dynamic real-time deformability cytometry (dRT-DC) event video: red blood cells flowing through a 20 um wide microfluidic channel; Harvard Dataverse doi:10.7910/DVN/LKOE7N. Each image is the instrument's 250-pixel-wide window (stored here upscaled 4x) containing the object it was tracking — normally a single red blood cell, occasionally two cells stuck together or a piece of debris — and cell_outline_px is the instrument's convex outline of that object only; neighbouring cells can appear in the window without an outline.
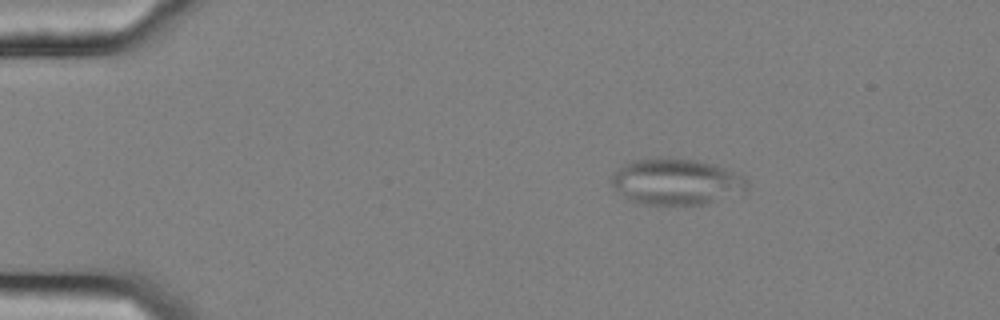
{"species": "common noctule bat (a hibernating species)", "species_latin": "Nyctalus noctula", "temperature_condition": "cold", "stored_images_in_passage": 48, "camera_frame_rate_fps": 3000, "um_per_image_px": 0.085, "animal": {"sex": "female", "body_mass_g": 25.1}, "frame": {"image": 1, "passage_image": 1, "time_ms": 0.0, "image_size_px": [1000, 320], "cell_outline_px": [[748, 192], [704, 204], [636, 204], [612, 188], [608, 180], [608, 176], [624, 164], [632, 160], [668, 156], [696, 160], [712, 164], [724, 168], [744, 176], [748, 184]], "centroid_in_image_um": [57.44, 15.43], "position_along_channel_um": 27.6, "area_um2": 37.22}}
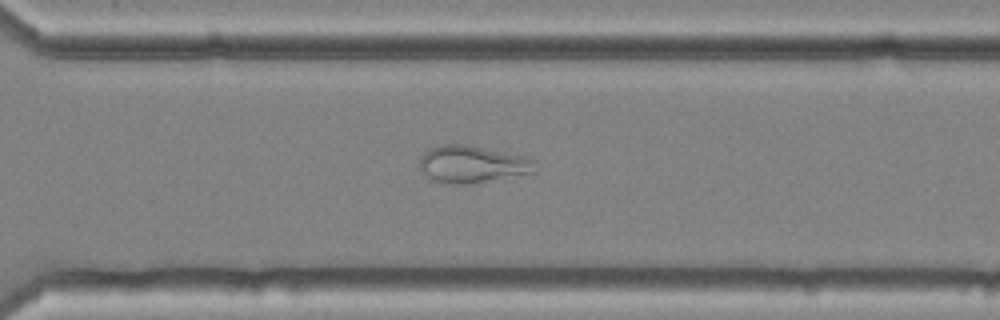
{"frame": {"image": 2, "passage_image": 32, "time_ms": 10.333, "image_size_px": [1000, 320], "cell_outline_px": [[536, 172], [472, 184], [444, 184], [428, 180], [420, 168], [420, 160], [424, 152], [432, 148], [444, 144], [468, 144], [528, 156], [536, 160]], "centroid_in_image_um": [40.18, 13.97], "position_along_channel_um": 330.4, "area_um2": 25.66}}
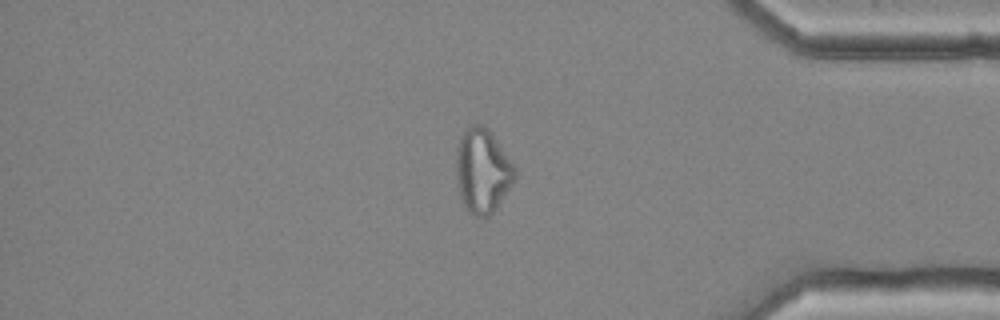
{"frame": {"image": 3, "passage_image": 39, "time_ms": 12.667, "image_size_px": [1000, 320], "cell_outline_px": [[516, 176], [512, 184], [496, 208], [488, 216], [472, 216], [468, 212], [460, 196], [456, 180], [456, 148], [460, 136], [468, 124], [480, 124], [492, 132], [516, 168]], "centroid_in_image_um": [40.99, 14.49], "position_along_channel_um": 394.2, "area_um2": 29.02}, "authors_computed_cell_mechanics": {"area_um2": 28.9, "velocity_mm_per_s": 3.6261, "shape_relaxation_time_tau1_ms": null, "shape_relaxation_time_tau2_ms": 2.2957, "deformation_change_tau1": null, "deformation_change_tau2": 0.0936}}